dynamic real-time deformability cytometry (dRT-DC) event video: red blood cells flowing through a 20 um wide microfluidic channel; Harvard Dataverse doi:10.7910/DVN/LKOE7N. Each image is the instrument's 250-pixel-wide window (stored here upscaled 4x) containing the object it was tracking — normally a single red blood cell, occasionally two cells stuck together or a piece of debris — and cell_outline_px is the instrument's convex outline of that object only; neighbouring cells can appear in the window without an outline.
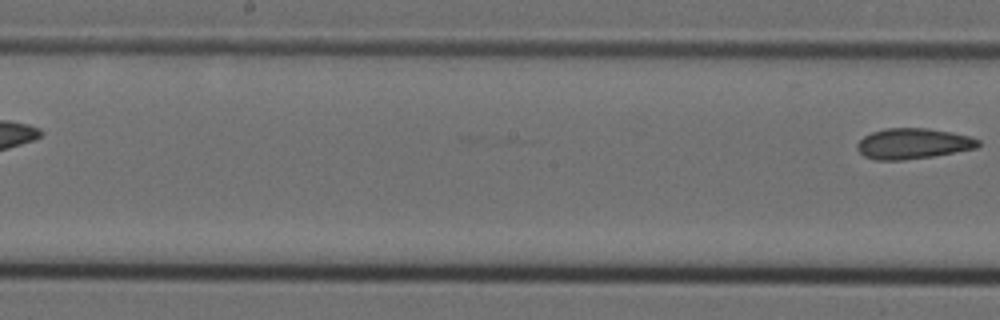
{"species": "Egyptian fruit bat (a non-hibernating species)", "species_latin": "Rousettus aegyptiacus", "temperature_condition": "cold", "stored_images_in_passage": 8, "segment_of_instrument_passage": [2, 2], "camera_frame_rate_fps": 3000, "um_per_image_px": 0.085, "animal": {"sex": "female"}, "frame": {"image": 1, "passage_image": 8, "time_ms": 2.333, "image_size_px": [1000, 320], "cell_outline_px": [[980, 144], [976, 148], [932, 156], [904, 160], [876, 160], [864, 156], [856, 148], [856, 144], [864, 136], [872, 132], [888, 128], [928, 128], [952, 132], [968, 136], [980, 140]], "centroid_in_image_um": [77.59, 12.2], "position_along_channel_um": 170.6, "area_um2": 21.5}}